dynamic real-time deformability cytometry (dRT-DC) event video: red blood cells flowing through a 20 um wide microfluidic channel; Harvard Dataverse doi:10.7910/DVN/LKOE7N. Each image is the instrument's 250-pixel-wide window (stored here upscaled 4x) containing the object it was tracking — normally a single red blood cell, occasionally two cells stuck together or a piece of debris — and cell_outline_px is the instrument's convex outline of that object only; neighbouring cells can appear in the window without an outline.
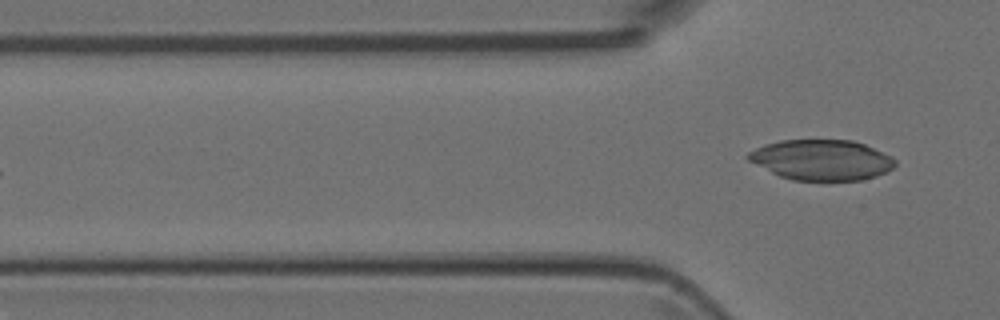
{"species": "Egyptian fruit bat (a non-hibernating species)", "species_latin": "Rousettus aegyptiacus", "temperature_condition": "room temperature", "stored_images_in_passage": 4, "camera_frame_rate_fps": 3000, "um_per_image_px": 0.085, "animal": {"sex": "female"}, "frame": {"image": 1, "passage_image": 4, "time_ms": 3.333, "image_size_px": [1000, 320], "cell_outline_px": [[896, 164], [892, 168], [876, 176], [860, 180], [792, 180], [780, 176], [748, 160], [744, 156], [748, 152], [764, 144], [780, 140], [852, 140], [864, 144], [892, 156], [896, 160]], "centroid_in_image_um": [69.82, 13.58], "position_along_channel_um": 56.0, "area_um2": 34.51}}